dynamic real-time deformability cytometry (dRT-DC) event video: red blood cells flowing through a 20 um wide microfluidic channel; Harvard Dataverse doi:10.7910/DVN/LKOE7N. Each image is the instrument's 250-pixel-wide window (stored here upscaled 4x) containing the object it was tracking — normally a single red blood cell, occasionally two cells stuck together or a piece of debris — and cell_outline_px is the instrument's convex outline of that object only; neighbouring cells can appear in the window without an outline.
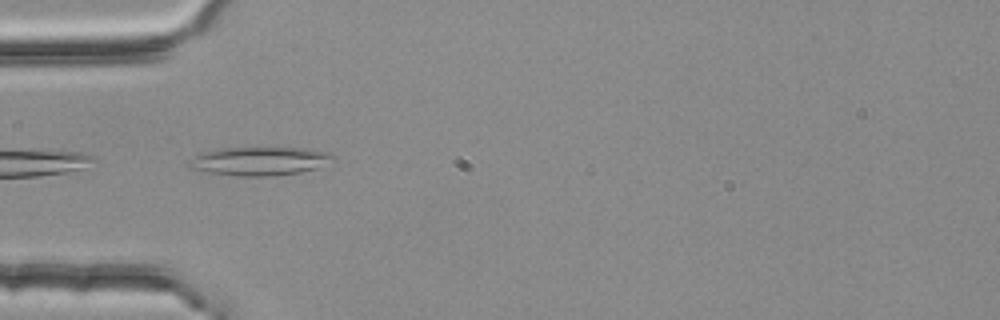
{"species": "common noctule bat (a hibernating species)", "species_latin": "Nyctalus noctula", "temperature_condition": "room temperature", "stored_images_in_passage": 1, "camera_frame_rate_fps": 3000, "um_per_image_px": 0.085, "animal": {"sex": "female", "body_mass_g": 25.1}, "frame": {"image": 1, "passage_image": 1, "time_ms": 0.0, "image_size_px": [1000, 320], "cell_outline_px": [[336, 156], [316, 168], [300, 172], [268, 176], [240, 176], [212, 172], [188, 168], [188, 164], [196, 156], [204, 152], [228, 148], [308, 148], [328, 152]], "centroid_in_image_um": [22.09, 13.69], "position_along_channel_um": 62.9, "area_um2": 23.29}}